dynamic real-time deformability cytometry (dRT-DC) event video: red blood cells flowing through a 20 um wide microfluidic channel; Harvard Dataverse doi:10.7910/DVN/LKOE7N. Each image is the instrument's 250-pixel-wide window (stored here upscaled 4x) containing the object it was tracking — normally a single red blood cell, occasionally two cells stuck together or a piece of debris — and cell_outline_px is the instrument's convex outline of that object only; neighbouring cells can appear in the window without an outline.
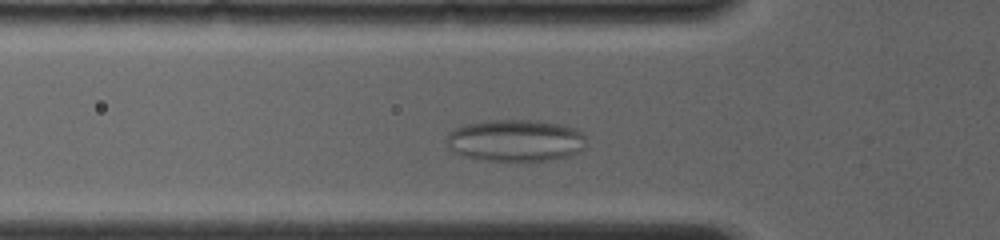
{"species": "common noctule bat (a hibernating species)", "species_latin": "Nyctalus noctula", "temperature_condition": "room temperature", "stored_images_in_passage": 62, "camera_frame_rate_fps": 4000, "um_per_image_px": 0.085, "animal": {"sex": "female", "body_mass_g": 19.0, "forearm_length_mm": 56.7}, "frame": {"image": 1, "passage_image": 14, "time_ms": 2.25, "image_size_px": [1000, 240], "cell_outline_px": [[584, 136], [580, 148], [576, 152], [568, 156], [548, 160], [484, 160], [464, 156], [452, 152], [448, 148], [444, 140], [448, 132], [464, 124], [484, 120], [536, 120], [564, 124], [576, 128]], "centroid_in_image_um": [43.72, 11.92], "position_along_channel_um": 82.1, "area_um2": 34.16}}
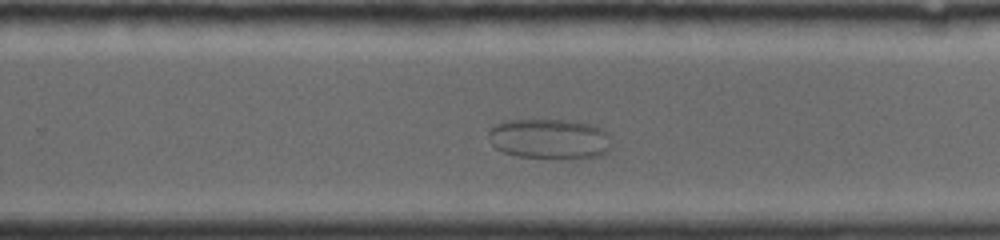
{"frame": {"image": 2, "passage_image": 43, "time_ms": 7.75, "image_size_px": [1000, 240], "cell_outline_px": [[612, 148], [604, 156], [556, 160], [516, 156], [504, 152], [496, 148], [492, 144], [488, 132], [496, 124], [508, 120], [568, 120], [592, 124], [604, 128], [608, 136]], "centroid_in_image_um": [46.78, 11.83], "position_along_channel_um": 283.0, "area_um2": 29.48}}
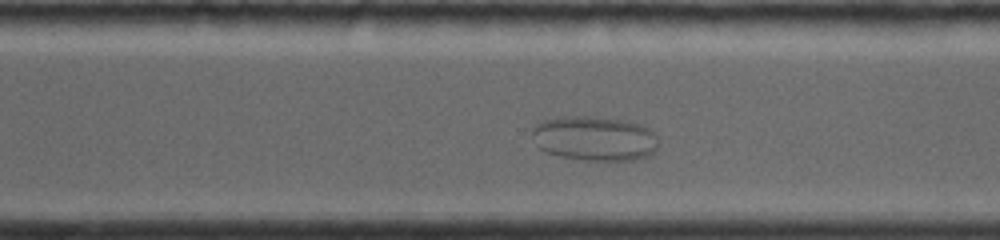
{"frame": {"image": 3, "passage_image": 48, "time_ms": 8.75, "image_size_px": [1000, 240], "cell_outline_px": [[656, 148], [648, 156], [636, 160], [588, 160], [560, 156], [548, 152], [540, 148], [532, 132], [532, 128], [536, 124], [544, 120], [564, 116], [588, 116], [624, 120], [640, 124], [648, 128], [656, 136]], "centroid_in_image_um": [50.55, 11.76], "position_along_channel_um": 320.1, "area_um2": 32.48}}